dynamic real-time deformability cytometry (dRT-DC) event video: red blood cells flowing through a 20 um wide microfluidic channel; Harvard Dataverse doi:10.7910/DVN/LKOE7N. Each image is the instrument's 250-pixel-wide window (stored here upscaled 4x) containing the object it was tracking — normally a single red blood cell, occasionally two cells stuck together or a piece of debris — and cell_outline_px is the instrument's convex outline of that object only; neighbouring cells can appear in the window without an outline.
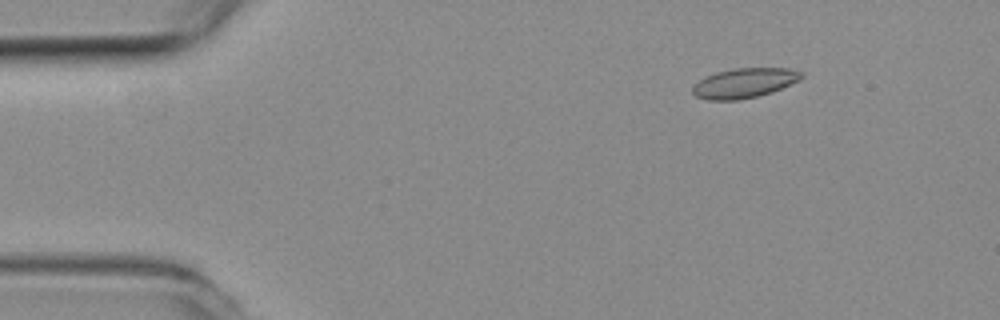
{"species": "common noctule bat (a hibernating species)", "species_latin": "Nyctalus noctula", "temperature_condition": "room temperature", "stored_images_in_passage": 55, "camera_frame_rate_fps": 3000, "um_per_image_px": 0.085, "animal": {"sex": "female", "body_mass_g": 19.3, "forearm_length_mm": 54.1}, "frame": {"image": 1, "passage_image": 8, "time_ms": 2.333, "image_size_px": [1000, 320], "cell_outline_px": [[804, 76], [800, 80], [772, 92], [756, 96], [736, 100], [708, 100], [696, 96], [692, 92], [692, 88], [700, 80], [716, 72], [732, 68], [788, 68], [804, 72]], "centroid_in_image_um": [63.3, 7.05], "position_along_channel_um": 21.7, "area_um2": 18.79}}
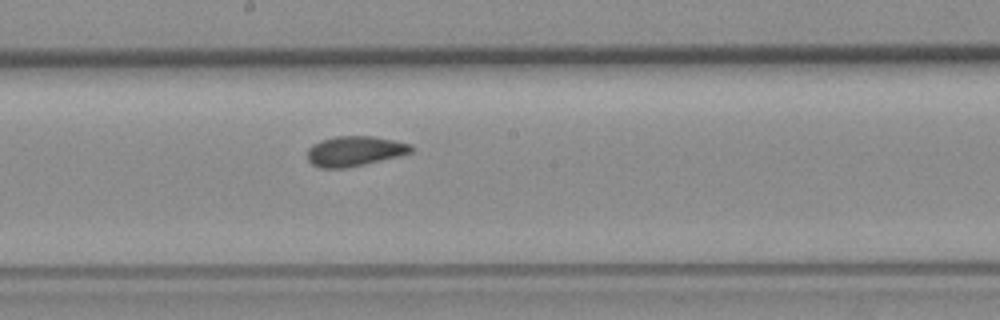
{"frame": {"image": 2, "passage_image": 30, "time_ms": 9.667, "image_size_px": [1000, 320], "cell_outline_px": [[412, 152], [348, 168], [320, 168], [312, 164], [308, 160], [308, 148], [312, 144], [320, 140], [336, 136], [372, 136], [412, 144]], "centroid_in_image_um": [30.1, 12.84], "position_along_channel_um": 218.1, "area_um2": 18.03}}
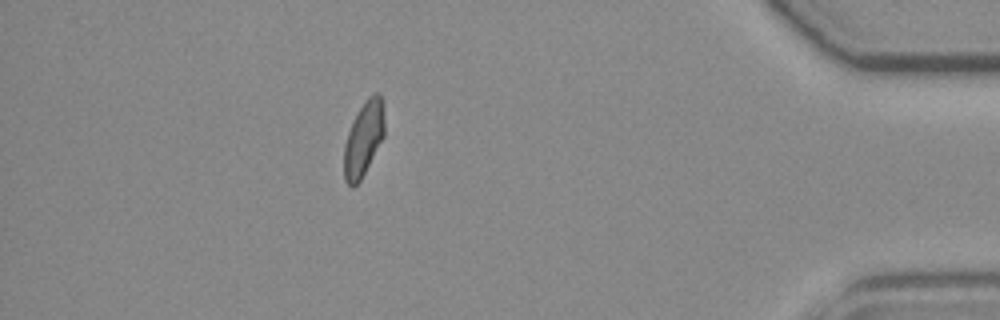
{"frame": {"image": 3, "passage_image": 49, "time_ms": 16.0, "image_size_px": [1000, 320], "cell_outline_px": [[384, 136], [360, 180], [352, 188], [344, 180], [344, 144], [348, 132], [364, 100], [368, 96], [376, 92], [380, 92], [384, 104]], "centroid_in_image_um": [30.92, 11.76], "position_along_channel_um": 404.3, "area_um2": 17.51}, "authors_computed_cell_mechanics": {"area_um2": 18.0336, "velocity_mm_per_s": 3.7632, "shape_relaxation_time_tau1_ms": 9.4563, "shape_relaxation_time_tau2_ms": 2.1062, "deformation_change_tau1": 0.1804, "deformation_change_tau2": 0.0519}}